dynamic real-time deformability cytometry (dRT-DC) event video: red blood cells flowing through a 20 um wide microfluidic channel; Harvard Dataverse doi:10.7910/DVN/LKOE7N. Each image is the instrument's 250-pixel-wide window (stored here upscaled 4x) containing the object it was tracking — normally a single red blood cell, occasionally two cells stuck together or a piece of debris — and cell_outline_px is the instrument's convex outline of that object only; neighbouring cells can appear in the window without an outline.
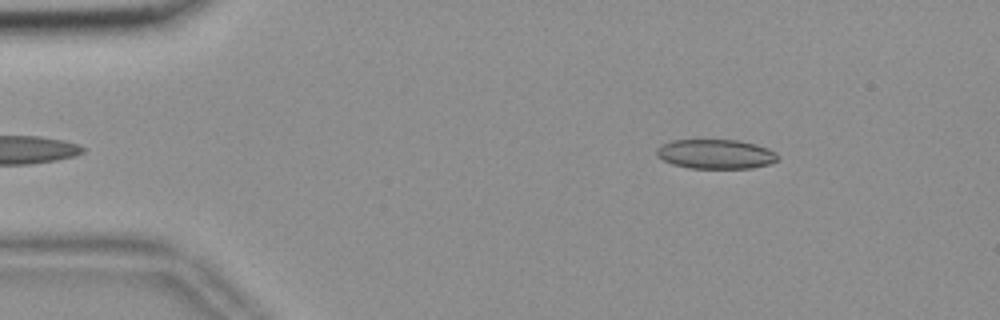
{"species": "common noctule bat (a hibernating species)", "species_latin": "Nyctalus noctula", "temperature_condition": "room temperature", "stored_images_in_passage": 49, "camera_frame_rate_fps": 3000, "um_per_image_px": 0.085, "animal": {"sex": "female", "body_mass_g": 18.4}, "frame": {"image": 1, "passage_image": 2, "time_ms": 0.333, "image_size_px": [1000, 320], "cell_outline_px": [[780, 160], [768, 164], [752, 168], [688, 168], [672, 164], [656, 156], [656, 148], [660, 144], [672, 140], [736, 140], [756, 144], [768, 148], [776, 152], [780, 156]], "centroid_in_image_um": [60.84, 13.09], "position_along_channel_um": 24.2, "area_um2": 21.04}}
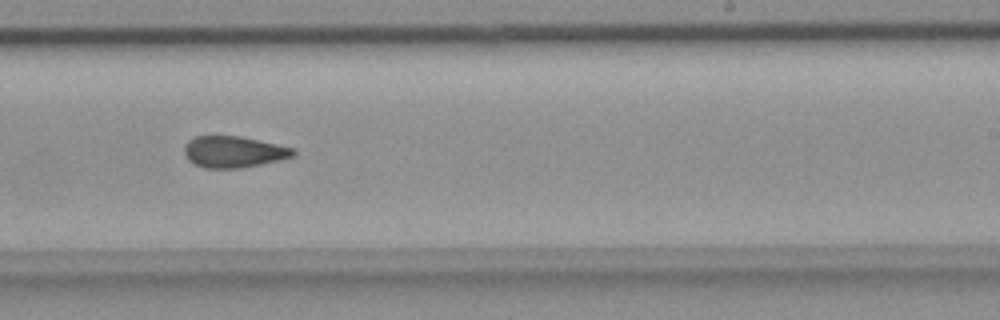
{"frame": {"image": 2, "passage_image": 28, "time_ms": 9.0, "image_size_px": [1000, 320], "cell_outline_px": [[296, 152], [292, 156], [280, 160], [240, 168], [204, 168], [188, 160], [184, 152], [184, 144], [188, 140], [196, 136], [240, 136], [296, 148]], "centroid_in_image_um": [19.85, 12.9], "position_along_channel_um": 269.1, "area_um2": 19.94}}
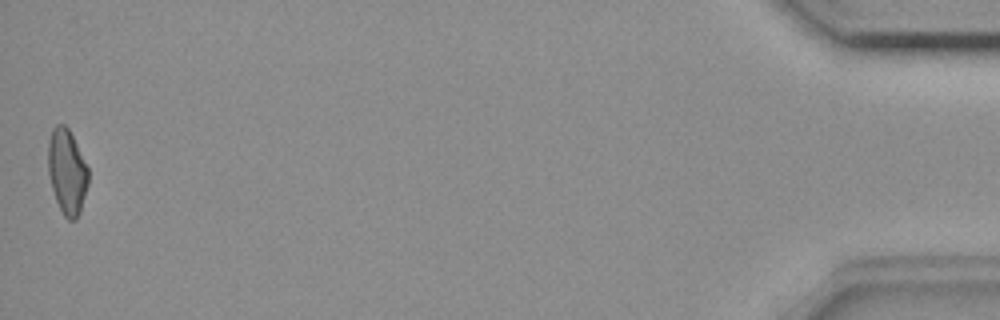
{"frame": {"image": 3, "passage_image": 49, "time_ms": 16.0, "image_size_px": [1000, 320], "cell_outline_px": [[88, 184], [80, 212], [76, 220], [68, 220], [64, 216], [56, 200], [52, 188], [48, 172], [48, 140], [52, 128], [56, 124], [64, 124], [68, 128], [88, 168]], "centroid_in_image_um": [5.68, 14.59], "position_along_channel_um": 429.5, "area_um2": 19.83}, "authors_computed_cell_mechanics": {"area_um2": 20.4034, "velocity_mm_per_s": 3.6499, "shape_relaxation_time_tau1_ms": null, "shape_relaxation_time_tau2_ms": 3.4764, "deformation_change_tau1": null, "deformation_change_tau2": 0.1083}}